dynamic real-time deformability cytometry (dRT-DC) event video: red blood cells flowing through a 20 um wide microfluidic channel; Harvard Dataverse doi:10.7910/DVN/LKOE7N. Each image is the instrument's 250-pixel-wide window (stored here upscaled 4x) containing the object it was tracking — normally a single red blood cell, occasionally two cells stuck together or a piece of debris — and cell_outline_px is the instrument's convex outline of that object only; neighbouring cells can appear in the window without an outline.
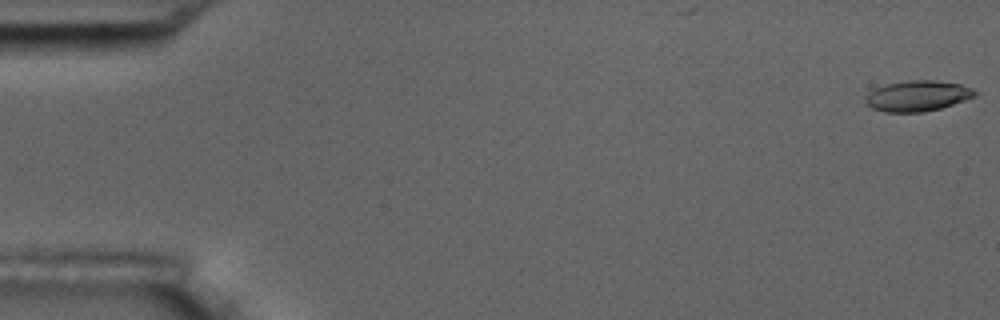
{"species": "common noctule bat (a hibernating species)", "species_latin": "Nyctalus noctula", "temperature_condition": "room temperature", "stored_images_in_passage": 3, "camera_frame_rate_fps": 3000, "um_per_image_px": 0.085, "animal": {"sex": "male", "body_mass_g": 17.5, "forearm_length_mm": 52.3}, "frame": {"image": 1, "passage_image": 1, "time_ms": 0.0, "image_size_px": [1000, 320], "cell_outline_px": [[976, 96], [940, 108], [924, 112], [884, 112], [872, 108], [864, 100], [864, 96], [868, 92], [876, 88], [888, 84], [912, 80], [932, 80], [960, 84], [972, 88], [976, 92]], "centroid_in_image_um": [77.96, 8.16], "position_along_channel_um": 7.0, "area_um2": 19.36}}